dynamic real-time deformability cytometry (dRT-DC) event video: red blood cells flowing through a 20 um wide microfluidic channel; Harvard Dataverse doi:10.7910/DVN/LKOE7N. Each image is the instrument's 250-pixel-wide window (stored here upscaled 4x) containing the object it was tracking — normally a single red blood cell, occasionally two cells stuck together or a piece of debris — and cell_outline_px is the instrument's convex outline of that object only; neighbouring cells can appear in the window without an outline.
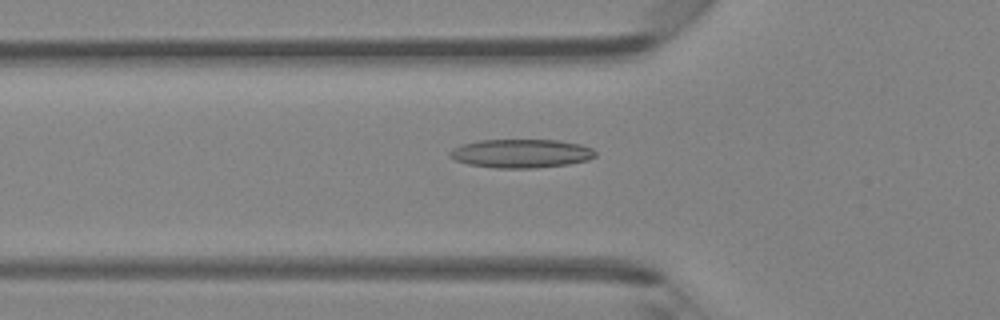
{"species": "Egyptian fruit bat (a non-hibernating species)", "species_latin": "Rousettus aegyptiacus", "temperature_condition": "room temperature", "stored_images_in_passage": 46, "camera_frame_rate_fps": 3000, "um_per_image_px": 0.085, "animal": {"sex": "female"}, "frame": {"image": 1, "passage_image": 16, "time_ms": 5.0, "image_size_px": [1000, 320], "cell_outline_px": [[596, 156], [588, 160], [568, 164], [536, 168], [496, 168], [468, 164], [456, 160], [448, 156], [448, 152], [452, 148], [464, 144], [480, 140], [556, 140], [580, 144], [592, 148], [596, 152]], "centroid_in_image_um": [44.3, 13.05], "position_along_channel_um": 81.5, "area_um2": 24.33}}
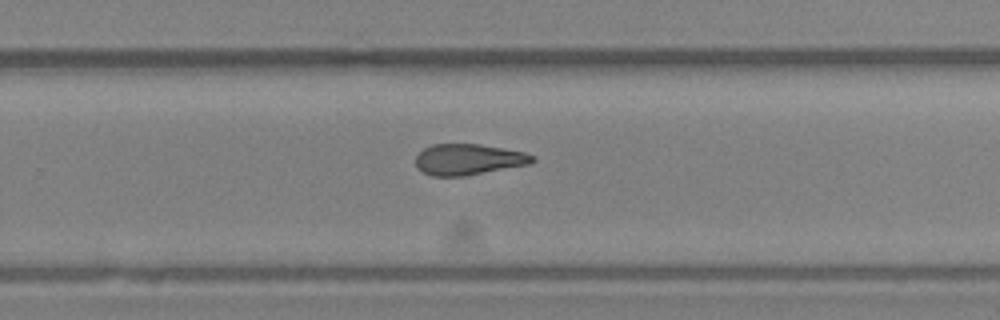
{"frame": {"image": 2, "passage_image": 30, "time_ms": 9.667, "image_size_px": [1000, 320], "cell_outline_px": [[536, 160], [532, 164], [464, 176], [432, 176], [416, 168], [416, 156], [424, 148], [432, 144], [480, 144], [504, 148], [524, 152], [536, 156]], "centroid_in_image_um": [39.85, 13.55], "position_along_channel_um": 289.9, "area_um2": 21.27}}
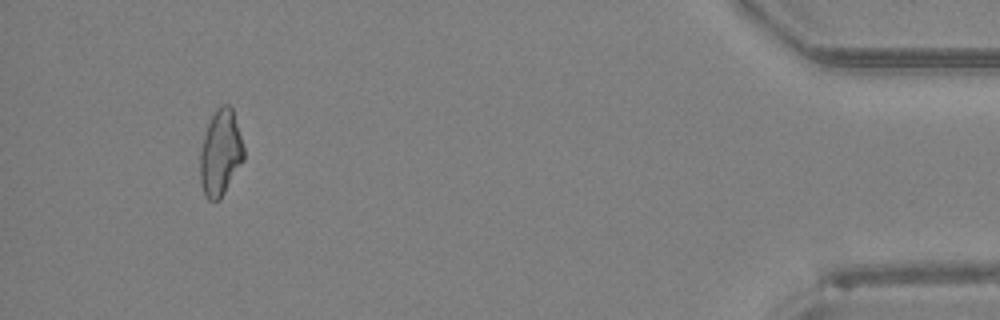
{"frame": {"image": 3, "passage_image": 43, "time_ms": 14.0, "image_size_px": [1000, 320], "cell_outline_px": [[244, 160], [220, 200], [208, 200], [204, 196], [200, 184], [200, 152], [204, 136], [208, 124], [216, 108], [220, 104], [228, 104], [232, 108], [244, 148]], "centroid_in_image_um": [18.73, 13.02], "position_along_channel_um": 416.5, "area_um2": 21.91}}